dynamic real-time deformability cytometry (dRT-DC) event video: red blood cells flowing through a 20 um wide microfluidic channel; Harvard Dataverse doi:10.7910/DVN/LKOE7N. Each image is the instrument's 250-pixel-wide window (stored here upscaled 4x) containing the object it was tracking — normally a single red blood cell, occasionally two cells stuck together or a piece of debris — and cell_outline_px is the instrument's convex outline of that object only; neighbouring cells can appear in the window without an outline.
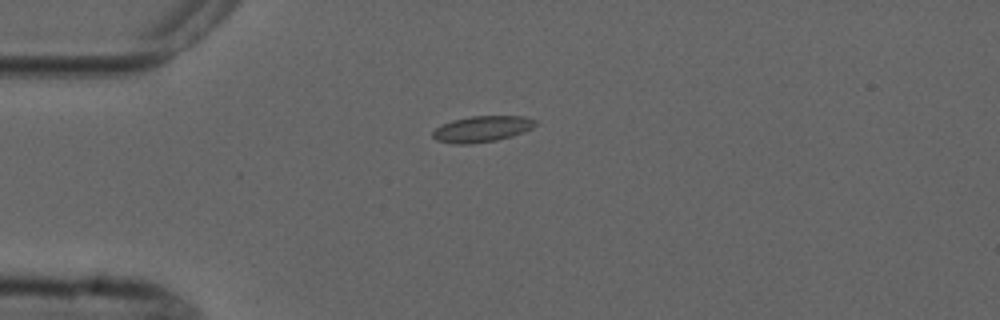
{"species": "common noctule bat (a hibernating species)", "species_latin": "Nyctalus noctula", "temperature_condition": "cold", "stored_images_in_passage": 2, "camera_frame_rate_fps": 3000, "um_per_image_px": 0.085, "animal": {"sex": "male", "forearm_length_mm": 52.5}, "frame": {"image": 1, "passage_image": 2, "time_ms": 1.333, "image_size_px": [1000, 320], "cell_outline_px": [[536, 124], [532, 128], [512, 136], [496, 140], [472, 144], [456, 144], [436, 140], [432, 136], [432, 132], [436, 128], [452, 120], [472, 116], [524, 116], [536, 120]], "centroid_in_image_um": [40.97, 10.96], "position_along_channel_um": 44.0, "area_um2": 15.49}}